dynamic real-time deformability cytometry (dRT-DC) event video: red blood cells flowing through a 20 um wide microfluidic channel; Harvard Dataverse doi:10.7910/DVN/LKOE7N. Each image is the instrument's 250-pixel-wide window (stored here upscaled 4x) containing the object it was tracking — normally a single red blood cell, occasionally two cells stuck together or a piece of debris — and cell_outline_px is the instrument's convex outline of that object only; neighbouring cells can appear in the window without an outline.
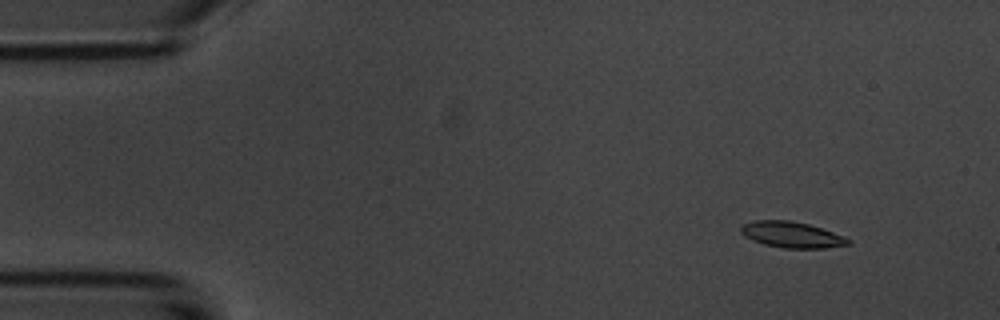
{"species": "common noctule bat (a hibernating species)", "species_latin": "Nyctalus noctula", "temperature_condition": "room temperature", "stored_images_in_passage": 4, "camera_frame_rate_fps": 3000, "um_per_image_px": 0.085, "animal": {"sex": "male", "body_mass_g": 20.1, "forearm_length_mm": 53.5}, "frame": {"image": 1, "passage_image": 2, "time_ms": 1.333, "image_size_px": [1000, 320], "cell_outline_px": [[852, 240], [848, 244], [824, 248], [784, 248], [764, 244], [752, 240], [744, 236], [740, 232], [740, 224], [752, 220], [788, 220], [808, 224], [844, 236]], "centroid_in_image_um": [67.23, 19.94], "position_along_channel_um": 17.8, "area_um2": 16.24}}